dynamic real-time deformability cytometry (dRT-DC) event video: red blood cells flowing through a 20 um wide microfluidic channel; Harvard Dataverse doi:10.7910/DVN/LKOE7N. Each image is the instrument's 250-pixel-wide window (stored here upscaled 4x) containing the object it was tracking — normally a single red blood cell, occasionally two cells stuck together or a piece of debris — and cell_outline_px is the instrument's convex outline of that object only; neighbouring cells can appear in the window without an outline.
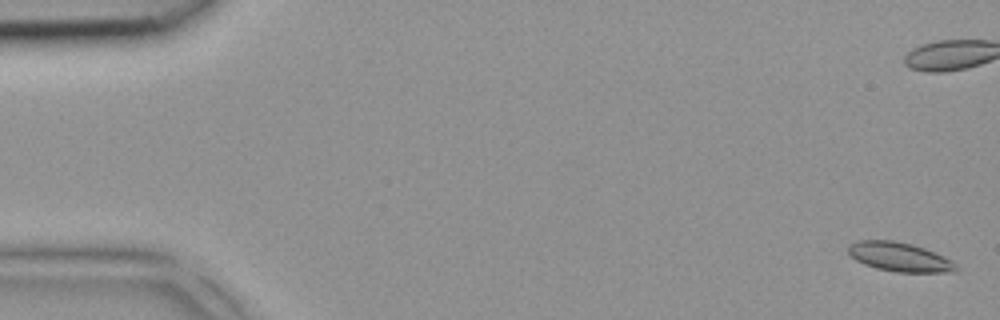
{"species": "common noctule bat (a hibernating species)", "species_latin": "Nyctalus noctula", "temperature_condition": "room temperature", "stored_images_in_passage": 5, "camera_frame_rate_fps": 3000, "um_per_image_px": 0.085, "animal": {"sex": "female", "body_mass_g": 18.4}, "frame": {"image": 1, "passage_image": 1, "time_ms": 0.0, "image_size_px": [1000, 320], "cell_outline_px": [[960, 268], [956, 272], [896, 272], [876, 268], [864, 264], [856, 260], [848, 252], [848, 244], [856, 240], [892, 240], [912, 244], [924, 248], [952, 260]], "centroid_in_image_um": [76.46, 21.84], "position_along_channel_um": 8.5, "area_um2": 18.38}}
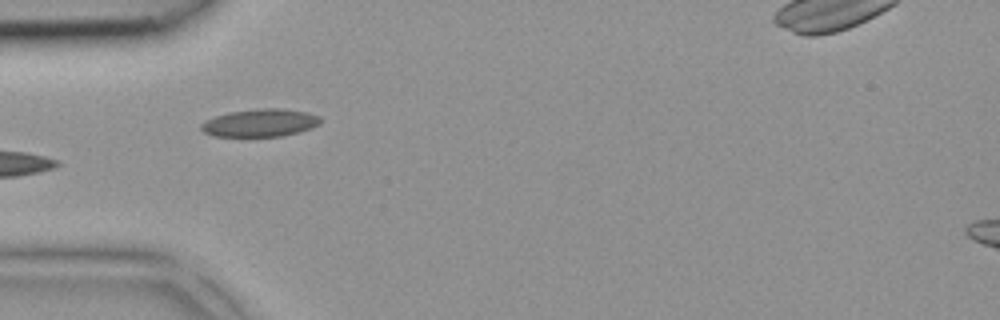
{"frame": {"image": 2, "passage_image": 5, "time_ms": 1.333, "image_size_px": [1000, 320], "cell_outline_px": [[320, 124], [312, 128], [300, 132], [280, 136], [212, 136], [204, 132], [200, 128], [200, 124], [204, 120], [216, 116], [232, 112], [260, 108], [284, 108], [308, 112], [320, 116]], "centroid_in_image_um": [22.13, 10.44], "position_along_channel_um": 62.9, "area_um2": 19.36}}